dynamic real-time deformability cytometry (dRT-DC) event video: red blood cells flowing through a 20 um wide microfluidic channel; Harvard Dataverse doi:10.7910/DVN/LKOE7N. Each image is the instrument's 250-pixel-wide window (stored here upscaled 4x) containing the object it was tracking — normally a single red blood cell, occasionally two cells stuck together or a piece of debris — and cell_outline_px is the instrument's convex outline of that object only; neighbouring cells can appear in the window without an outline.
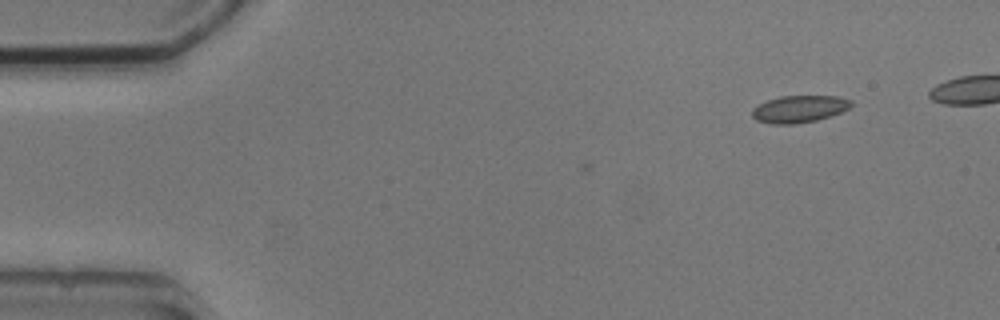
{"species": "common noctule bat (a hibernating species)", "species_latin": "Nyctalus noctula", "temperature_condition": "cold", "stored_images_in_passage": 3, "camera_frame_rate_fps": 3000, "um_per_image_px": 0.085, "animal": {"sex": "male", "body_mass_g": 20.5, "forearm_length_mm": 52.5}, "frame": {"image": 1, "passage_image": 3, "time_ms": 2.333, "image_size_px": [1000, 320], "cell_outline_px": [[852, 104], [848, 108], [832, 116], [816, 120], [796, 124], [772, 124], [756, 120], [752, 116], [752, 108], [768, 100], [780, 96], [836, 96], [852, 100]], "centroid_in_image_um": [67.93, 9.27], "position_along_channel_um": 17.1, "area_um2": 15.61}}